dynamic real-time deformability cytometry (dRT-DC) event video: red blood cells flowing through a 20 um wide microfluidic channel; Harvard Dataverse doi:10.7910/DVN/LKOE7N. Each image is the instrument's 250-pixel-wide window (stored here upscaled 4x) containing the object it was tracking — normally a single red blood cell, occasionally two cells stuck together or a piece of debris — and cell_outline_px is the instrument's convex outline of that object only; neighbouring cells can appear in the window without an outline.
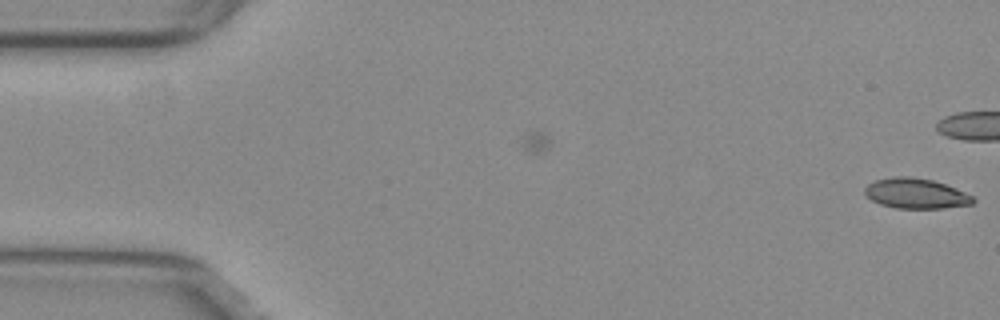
{"species": "common noctule bat (a hibernating species)", "species_latin": "Nyctalus noctula", "temperature_condition": "warm", "stored_images_in_passage": 6, "camera_frame_rate_fps": 3000, "um_per_image_px": 0.085, "animal": {"sex": "female", "body_mass_g": 29.2, "forearm_length_mm": 56.3}, "frame": {"image": 1, "passage_image": 6, "time_ms": 1.667, "image_size_px": [1000, 320], "cell_outline_px": [[976, 200], [972, 204], [944, 208], [896, 208], [880, 204], [872, 200], [864, 192], [864, 188], [868, 184], [876, 180], [892, 176], [908, 176], [932, 180], [956, 188], [972, 196]], "centroid_in_image_um": [77.84, 16.44], "position_along_channel_um": 7.2, "area_um2": 18.96}}